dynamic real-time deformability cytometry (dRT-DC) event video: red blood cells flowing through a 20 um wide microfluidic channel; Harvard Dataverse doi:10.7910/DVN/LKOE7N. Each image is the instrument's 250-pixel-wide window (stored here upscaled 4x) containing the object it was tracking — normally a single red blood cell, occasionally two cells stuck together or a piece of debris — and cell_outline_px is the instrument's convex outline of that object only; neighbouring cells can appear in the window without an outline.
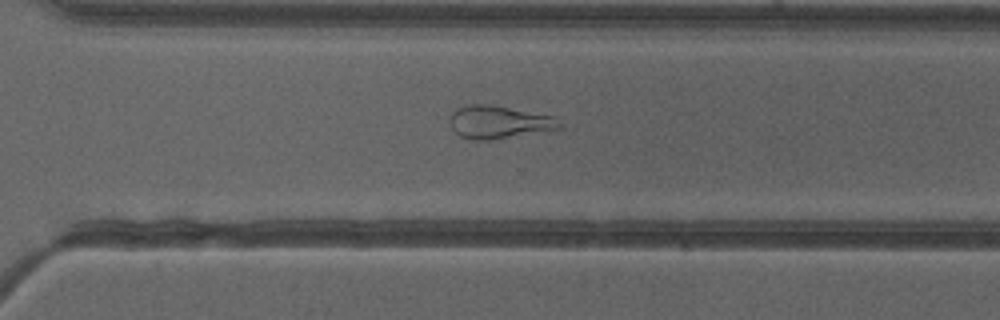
{"species": "common noctule bat (a hibernating species)", "species_latin": "Nyctalus noctula", "temperature_condition": "cold", "stored_images_in_passage": 36, "camera_frame_rate_fps": 3000, "um_per_image_px": 0.085, "animal": {"sex": "female"}, "frame": {"image": 1, "passage_image": 21, "time_ms": 6.667, "image_size_px": [1000, 320], "cell_outline_px": [[564, 128], [488, 140], [472, 140], [460, 136], [452, 128], [448, 120], [448, 116], [456, 108], [464, 104], [488, 104], [552, 116], [564, 124]], "centroid_in_image_um": [42.36, 10.37], "position_along_channel_um": 328.2, "area_um2": 21.04}, "authors_computed_cell_mechanics": {"area_um2": 24.1893, "velocity_mm_per_s": 3.9796, "shape_relaxation_time_tau1_ms": null, "shape_relaxation_time_tau2_ms": 2.6392, "deformation_change_tau1": null, "deformation_change_tau2": 0.1314}}